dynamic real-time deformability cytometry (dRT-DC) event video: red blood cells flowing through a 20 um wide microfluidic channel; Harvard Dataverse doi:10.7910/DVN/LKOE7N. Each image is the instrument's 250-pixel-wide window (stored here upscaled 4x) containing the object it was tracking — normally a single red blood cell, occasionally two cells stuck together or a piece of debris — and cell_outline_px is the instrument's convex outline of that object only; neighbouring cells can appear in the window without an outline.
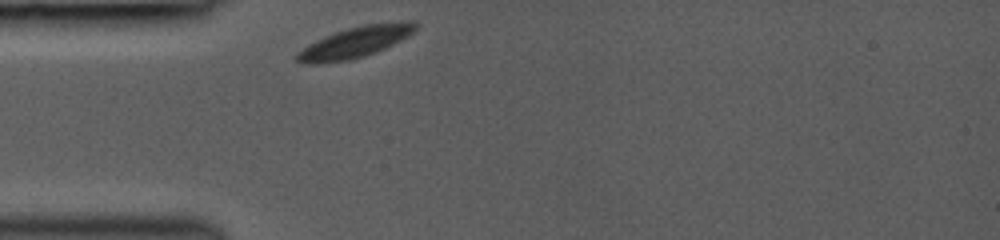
{"species": "common noctule bat (a hibernating species)", "species_latin": "Nyctalus noctula", "temperature_condition": "room temperature", "stored_images_in_passage": 28, "camera_frame_rate_fps": 3000, "um_per_image_px": 0.085, "animal": {"sex": "female", "body_mass_g": 19.0, "forearm_length_mm": 53.3}, "frame": {"image": 1, "passage_image": 1, "time_ms": 0.0, "image_size_px": [1000, 240], "cell_outline_px": [[420, 24], [408, 36], [376, 52], [352, 60], [316, 64], [304, 64], [296, 60], [296, 52], [308, 44], [316, 40], [336, 32], [348, 28], [364, 24], [408, 20], [412, 20]], "centroid_in_image_um": [30.19, 3.58], "position_along_channel_um": 54.8, "area_um2": 21.5}}
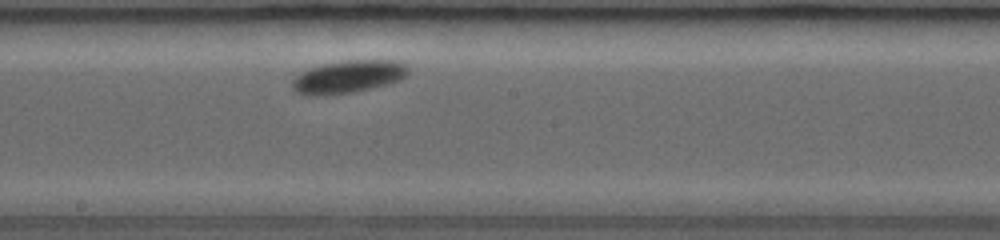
{"frame": {"image": 2, "passage_image": 14, "time_ms": 4.333, "image_size_px": [1000, 240], "cell_outline_px": [[408, 72], [400, 80], [352, 92], [320, 96], [308, 96], [296, 92], [292, 88], [292, 80], [300, 72], [324, 64], [348, 60], [388, 60], [404, 64], [408, 68]], "centroid_in_image_um": [29.53, 6.53], "position_along_channel_um": 218.7, "area_um2": 21.68}}
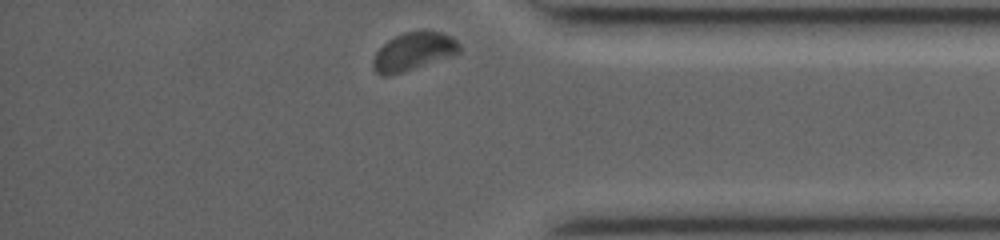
{"frame": {"image": 3, "passage_image": 28, "time_ms": 9.0, "image_size_px": [1000, 240], "cell_outline_px": [[460, 52], [456, 56], [388, 76], [384, 76], [376, 72], [372, 68], [372, 60], [376, 52], [388, 40], [404, 32], [444, 32], [452, 36], [460, 44]], "centroid_in_image_um": [35.18, 4.4], "position_along_channel_um": 400.0, "area_um2": 19.19}}